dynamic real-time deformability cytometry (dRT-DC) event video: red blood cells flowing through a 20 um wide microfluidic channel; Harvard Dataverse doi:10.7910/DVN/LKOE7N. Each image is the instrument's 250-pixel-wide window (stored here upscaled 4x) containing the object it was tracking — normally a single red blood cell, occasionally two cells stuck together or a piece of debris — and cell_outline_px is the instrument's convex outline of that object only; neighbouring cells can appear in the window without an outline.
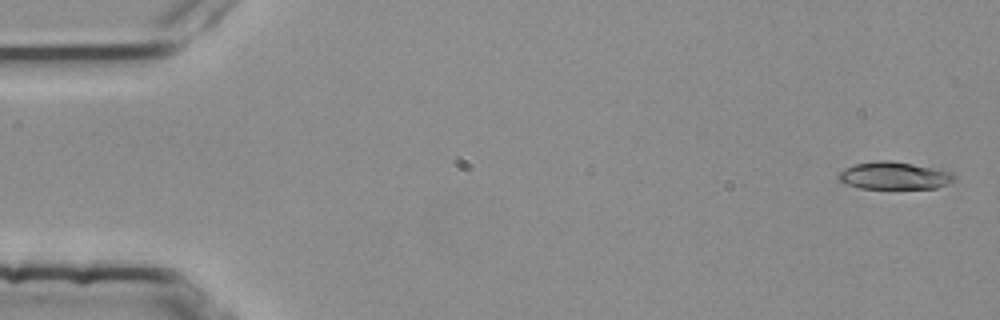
{"species": "common noctule bat (a hibernating species)", "species_latin": "Nyctalus noctula", "temperature_condition": "room temperature", "stored_images_in_passage": 3, "camera_frame_rate_fps": 3000, "um_per_image_px": 0.085, "animal": {"sex": "female", "body_mass_g": 25.1}, "frame": {"image": 1, "passage_image": 1, "time_ms": 0.0, "image_size_px": [1000, 320], "cell_outline_px": [[956, 176], [952, 180], [936, 188], [860, 188], [844, 184], [836, 180], [836, 172], [844, 168], [856, 164], [876, 160], [888, 160], [940, 168], [952, 172]], "centroid_in_image_um": [75.93, 14.91], "position_along_channel_um": 9.1, "area_um2": 18.79}}